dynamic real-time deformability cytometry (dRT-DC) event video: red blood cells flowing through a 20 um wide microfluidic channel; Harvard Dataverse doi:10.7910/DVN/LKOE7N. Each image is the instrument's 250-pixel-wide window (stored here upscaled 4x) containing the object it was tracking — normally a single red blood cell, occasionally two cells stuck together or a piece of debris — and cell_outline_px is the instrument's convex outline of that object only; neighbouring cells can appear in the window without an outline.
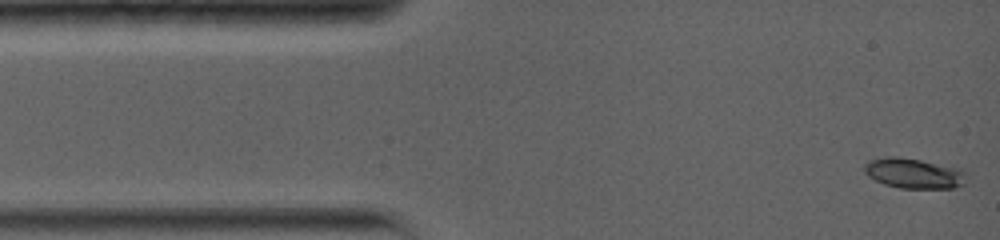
{"species": "common noctule bat (a hibernating species)", "species_latin": "Nyctalus noctula", "temperature_condition": "warm", "stored_images_in_passage": 56, "camera_frame_rate_fps": 5000, "um_per_image_px": 0.085, "animal": {"sex": "female", "body_mass_g": 19.0, "forearm_length_mm": 56.7}, "frame": {"image": 1, "passage_image": 1, "time_ms": 0.0, "image_size_px": [1000, 240], "cell_outline_px": [[964, 184], [952, 188], [900, 188], [884, 184], [868, 176], [864, 172], [864, 164], [868, 160], [888, 156], [896, 156], [920, 160], [956, 168], [964, 172]], "centroid_in_image_um": [77.6, 14.73], "position_along_channel_um": 7.4, "area_um2": 17.69}}
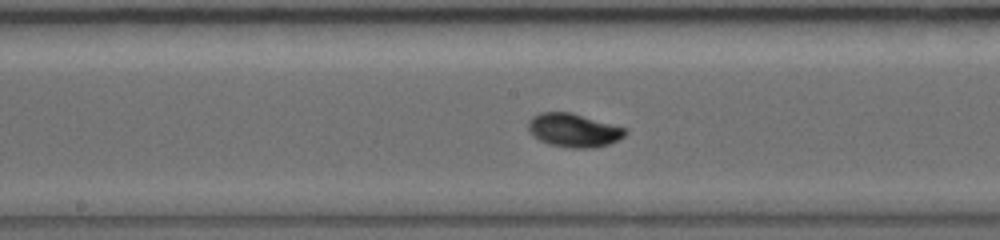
{"frame": {"image": 2, "passage_image": 24, "time_ms": 7.0, "image_size_px": [1000, 240], "cell_outline_px": [[628, 132], [624, 136], [608, 144], [596, 148], [572, 148], [548, 144], [532, 136], [528, 128], [528, 120], [532, 116], [540, 112], [572, 112], [628, 128]], "centroid_in_image_um": [48.77, 11.06], "position_along_channel_um": 199.4, "area_um2": 19.25}}
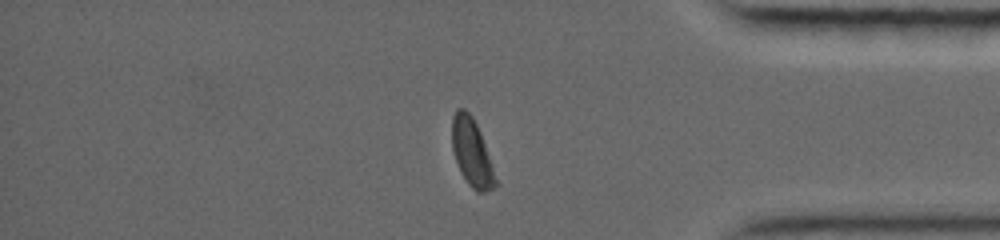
{"frame": {"image": 3, "passage_image": 46, "time_ms": 12.6, "image_size_px": [1000, 240], "cell_outline_px": [[496, 184], [492, 188], [484, 192], [476, 192], [468, 184], [460, 172], [452, 148], [452, 116], [456, 108], [464, 108], [472, 116], [480, 132], [496, 180]], "centroid_in_image_um": [40.06, 12.94], "position_along_channel_um": 395.1, "area_um2": 16.7}, "authors_computed_cell_mechanics": {"area_um2": 17.7157, "velocity_mm_per_s": 3.8052, "shape_relaxation_time_tau1_ms": 3.3676, "shape_relaxation_time_tau2_ms": 8.2046, "deformation_change_tau1": 0.1541, "deformation_change_tau2": 0.0787}}